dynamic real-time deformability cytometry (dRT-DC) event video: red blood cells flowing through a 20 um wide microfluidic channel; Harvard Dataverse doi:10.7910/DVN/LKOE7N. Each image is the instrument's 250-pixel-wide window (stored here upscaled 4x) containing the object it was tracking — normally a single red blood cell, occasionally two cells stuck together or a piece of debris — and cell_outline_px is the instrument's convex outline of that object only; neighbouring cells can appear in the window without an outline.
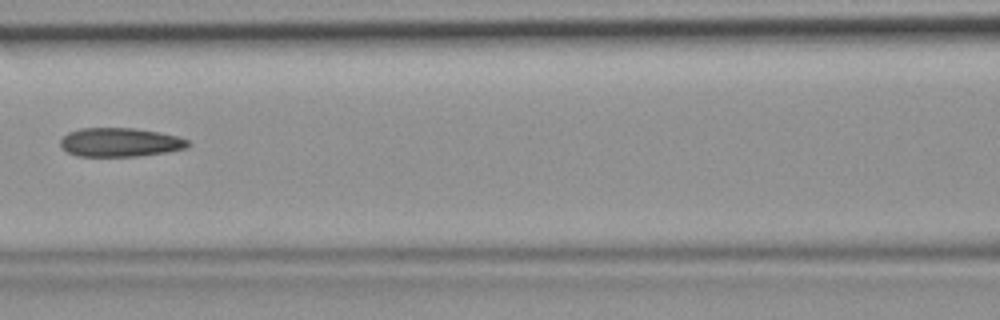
{"species": "common noctule bat (a hibernating species)", "species_latin": "Nyctalus noctula", "temperature_condition": "room temperature", "stored_images_in_passage": 6, "camera_frame_rate_fps": 3000, "um_per_image_px": 0.085, "animal": {"sex": "female", "body_mass_g": 19.9}, "frame": {"image": 1, "passage_image": 6, "time_ms": 1.667, "image_size_px": [1000, 320], "cell_outline_px": [[192, 144], [188, 148], [168, 152], [140, 156], [76, 156], [68, 152], [60, 144], [60, 140], [68, 132], [80, 128], [132, 128], [160, 132], [176, 136], [188, 140]], "centroid_in_image_um": [10.24, 12.1], "position_along_channel_um": 156.4, "area_um2": 21.56}}